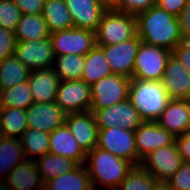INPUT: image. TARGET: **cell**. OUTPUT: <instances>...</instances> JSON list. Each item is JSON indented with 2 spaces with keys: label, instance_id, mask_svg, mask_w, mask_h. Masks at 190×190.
Returning <instances> with one entry per match:
<instances>
[{
  "label": "cell",
  "instance_id": "obj_31",
  "mask_svg": "<svg viewBox=\"0 0 190 190\" xmlns=\"http://www.w3.org/2000/svg\"><path fill=\"white\" fill-rule=\"evenodd\" d=\"M30 70L14 55L0 63V89L28 81Z\"/></svg>",
  "mask_w": 190,
  "mask_h": 190
},
{
  "label": "cell",
  "instance_id": "obj_19",
  "mask_svg": "<svg viewBox=\"0 0 190 190\" xmlns=\"http://www.w3.org/2000/svg\"><path fill=\"white\" fill-rule=\"evenodd\" d=\"M74 27L95 32L107 10L99 0H64Z\"/></svg>",
  "mask_w": 190,
  "mask_h": 190
},
{
  "label": "cell",
  "instance_id": "obj_26",
  "mask_svg": "<svg viewBox=\"0 0 190 190\" xmlns=\"http://www.w3.org/2000/svg\"><path fill=\"white\" fill-rule=\"evenodd\" d=\"M111 74L112 71L105 57L104 50L96 45L85 55V65L81 80L92 86L101 78Z\"/></svg>",
  "mask_w": 190,
  "mask_h": 190
},
{
  "label": "cell",
  "instance_id": "obj_11",
  "mask_svg": "<svg viewBox=\"0 0 190 190\" xmlns=\"http://www.w3.org/2000/svg\"><path fill=\"white\" fill-rule=\"evenodd\" d=\"M183 164L175 142L172 145L160 147L147 155L140 166L158 182L167 181Z\"/></svg>",
  "mask_w": 190,
  "mask_h": 190
},
{
  "label": "cell",
  "instance_id": "obj_46",
  "mask_svg": "<svg viewBox=\"0 0 190 190\" xmlns=\"http://www.w3.org/2000/svg\"><path fill=\"white\" fill-rule=\"evenodd\" d=\"M1 110H2V105H1V103H0V117H1Z\"/></svg>",
  "mask_w": 190,
  "mask_h": 190
},
{
  "label": "cell",
  "instance_id": "obj_33",
  "mask_svg": "<svg viewBox=\"0 0 190 190\" xmlns=\"http://www.w3.org/2000/svg\"><path fill=\"white\" fill-rule=\"evenodd\" d=\"M33 102L28 81L7 89H0L2 108H20L26 110Z\"/></svg>",
  "mask_w": 190,
  "mask_h": 190
},
{
  "label": "cell",
  "instance_id": "obj_21",
  "mask_svg": "<svg viewBox=\"0 0 190 190\" xmlns=\"http://www.w3.org/2000/svg\"><path fill=\"white\" fill-rule=\"evenodd\" d=\"M49 153L71 159L78 165H84L86 161V153L79 146L66 124H62L50 133Z\"/></svg>",
  "mask_w": 190,
  "mask_h": 190
},
{
  "label": "cell",
  "instance_id": "obj_28",
  "mask_svg": "<svg viewBox=\"0 0 190 190\" xmlns=\"http://www.w3.org/2000/svg\"><path fill=\"white\" fill-rule=\"evenodd\" d=\"M43 182L54 179L75 169L78 164L66 157L47 153L36 160Z\"/></svg>",
  "mask_w": 190,
  "mask_h": 190
},
{
  "label": "cell",
  "instance_id": "obj_38",
  "mask_svg": "<svg viewBox=\"0 0 190 190\" xmlns=\"http://www.w3.org/2000/svg\"><path fill=\"white\" fill-rule=\"evenodd\" d=\"M15 47V32L0 27V63L14 55Z\"/></svg>",
  "mask_w": 190,
  "mask_h": 190
},
{
  "label": "cell",
  "instance_id": "obj_37",
  "mask_svg": "<svg viewBox=\"0 0 190 190\" xmlns=\"http://www.w3.org/2000/svg\"><path fill=\"white\" fill-rule=\"evenodd\" d=\"M156 5V0H119L113 10L137 15Z\"/></svg>",
  "mask_w": 190,
  "mask_h": 190
},
{
  "label": "cell",
  "instance_id": "obj_30",
  "mask_svg": "<svg viewBox=\"0 0 190 190\" xmlns=\"http://www.w3.org/2000/svg\"><path fill=\"white\" fill-rule=\"evenodd\" d=\"M50 133L28 128L19 138L26 159L36 161L49 153Z\"/></svg>",
  "mask_w": 190,
  "mask_h": 190
},
{
  "label": "cell",
  "instance_id": "obj_14",
  "mask_svg": "<svg viewBox=\"0 0 190 190\" xmlns=\"http://www.w3.org/2000/svg\"><path fill=\"white\" fill-rule=\"evenodd\" d=\"M140 43L141 39L136 34L122 43L99 47L104 50L112 73L132 79L133 66Z\"/></svg>",
  "mask_w": 190,
  "mask_h": 190
},
{
  "label": "cell",
  "instance_id": "obj_1",
  "mask_svg": "<svg viewBox=\"0 0 190 190\" xmlns=\"http://www.w3.org/2000/svg\"><path fill=\"white\" fill-rule=\"evenodd\" d=\"M135 18L137 35L142 42L173 51L182 36L178 17L155 5Z\"/></svg>",
  "mask_w": 190,
  "mask_h": 190
},
{
  "label": "cell",
  "instance_id": "obj_36",
  "mask_svg": "<svg viewBox=\"0 0 190 190\" xmlns=\"http://www.w3.org/2000/svg\"><path fill=\"white\" fill-rule=\"evenodd\" d=\"M165 183L171 190H190V164L183 163Z\"/></svg>",
  "mask_w": 190,
  "mask_h": 190
},
{
  "label": "cell",
  "instance_id": "obj_29",
  "mask_svg": "<svg viewBox=\"0 0 190 190\" xmlns=\"http://www.w3.org/2000/svg\"><path fill=\"white\" fill-rule=\"evenodd\" d=\"M27 129L28 123L25 109L2 108L0 117V136L19 139Z\"/></svg>",
  "mask_w": 190,
  "mask_h": 190
},
{
  "label": "cell",
  "instance_id": "obj_24",
  "mask_svg": "<svg viewBox=\"0 0 190 190\" xmlns=\"http://www.w3.org/2000/svg\"><path fill=\"white\" fill-rule=\"evenodd\" d=\"M26 160L20 140L0 136V186L17 164Z\"/></svg>",
  "mask_w": 190,
  "mask_h": 190
},
{
  "label": "cell",
  "instance_id": "obj_5",
  "mask_svg": "<svg viewBox=\"0 0 190 190\" xmlns=\"http://www.w3.org/2000/svg\"><path fill=\"white\" fill-rule=\"evenodd\" d=\"M172 52L141 41L135 58L132 79L162 81Z\"/></svg>",
  "mask_w": 190,
  "mask_h": 190
},
{
  "label": "cell",
  "instance_id": "obj_23",
  "mask_svg": "<svg viewBox=\"0 0 190 190\" xmlns=\"http://www.w3.org/2000/svg\"><path fill=\"white\" fill-rule=\"evenodd\" d=\"M44 190H94L85 165L44 183Z\"/></svg>",
  "mask_w": 190,
  "mask_h": 190
},
{
  "label": "cell",
  "instance_id": "obj_35",
  "mask_svg": "<svg viewBox=\"0 0 190 190\" xmlns=\"http://www.w3.org/2000/svg\"><path fill=\"white\" fill-rule=\"evenodd\" d=\"M21 15L13 0H0V27L15 32Z\"/></svg>",
  "mask_w": 190,
  "mask_h": 190
},
{
  "label": "cell",
  "instance_id": "obj_12",
  "mask_svg": "<svg viewBox=\"0 0 190 190\" xmlns=\"http://www.w3.org/2000/svg\"><path fill=\"white\" fill-rule=\"evenodd\" d=\"M55 102L66 113L90 111L91 85L83 80L61 81Z\"/></svg>",
  "mask_w": 190,
  "mask_h": 190
},
{
  "label": "cell",
  "instance_id": "obj_4",
  "mask_svg": "<svg viewBox=\"0 0 190 190\" xmlns=\"http://www.w3.org/2000/svg\"><path fill=\"white\" fill-rule=\"evenodd\" d=\"M137 34L134 14L107 9L95 31L96 45L107 46L122 43Z\"/></svg>",
  "mask_w": 190,
  "mask_h": 190
},
{
  "label": "cell",
  "instance_id": "obj_42",
  "mask_svg": "<svg viewBox=\"0 0 190 190\" xmlns=\"http://www.w3.org/2000/svg\"><path fill=\"white\" fill-rule=\"evenodd\" d=\"M175 144L183 163L190 164V132L175 137Z\"/></svg>",
  "mask_w": 190,
  "mask_h": 190
},
{
  "label": "cell",
  "instance_id": "obj_20",
  "mask_svg": "<svg viewBox=\"0 0 190 190\" xmlns=\"http://www.w3.org/2000/svg\"><path fill=\"white\" fill-rule=\"evenodd\" d=\"M156 122L175 137L190 132V100L171 99Z\"/></svg>",
  "mask_w": 190,
  "mask_h": 190
},
{
  "label": "cell",
  "instance_id": "obj_41",
  "mask_svg": "<svg viewBox=\"0 0 190 190\" xmlns=\"http://www.w3.org/2000/svg\"><path fill=\"white\" fill-rule=\"evenodd\" d=\"M188 0H156V5L176 17L182 12Z\"/></svg>",
  "mask_w": 190,
  "mask_h": 190
},
{
  "label": "cell",
  "instance_id": "obj_25",
  "mask_svg": "<svg viewBox=\"0 0 190 190\" xmlns=\"http://www.w3.org/2000/svg\"><path fill=\"white\" fill-rule=\"evenodd\" d=\"M44 17L50 33L74 27L64 0H46L43 4Z\"/></svg>",
  "mask_w": 190,
  "mask_h": 190
},
{
  "label": "cell",
  "instance_id": "obj_2",
  "mask_svg": "<svg viewBox=\"0 0 190 190\" xmlns=\"http://www.w3.org/2000/svg\"><path fill=\"white\" fill-rule=\"evenodd\" d=\"M84 165L90 175L94 190H97L98 183L109 190H116L134 166L128 160L99 147L93 148L86 154Z\"/></svg>",
  "mask_w": 190,
  "mask_h": 190
},
{
  "label": "cell",
  "instance_id": "obj_22",
  "mask_svg": "<svg viewBox=\"0 0 190 190\" xmlns=\"http://www.w3.org/2000/svg\"><path fill=\"white\" fill-rule=\"evenodd\" d=\"M28 82L35 103L55 101L61 81L53 68L30 71Z\"/></svg>",
  "mask_w": 190,
  "mask_h": 190
},
{
  "label": "cell",
  "instance_id": "obj_10",
  "mask_svg": "<svg viewBox=\"0 0 190 190\" xmlns=\"http://www.w3.org/2000/svg\"><path fill=\"white\" fill-rule=\"evenodd\" d=\"M98 129H108L113 126L135 131L144 121L130 100L98 109L94 112Z\"/></svg>",
  "mask_w": 190,
  "mask_h": 190
},
{
  "label": "cell",
  "instance_id": "obj_32",
  "mask_svg": "<svg viewBox=\"0 0 190 190\" xmlns=\"http://www.w3.org/2000/svg\"><path fill=\"white\" fill-rule=\"evenodd\" d=\"M84 65L85 56L66 54L55 56L52 68L60 81L81 80Z\"/></svg>",
  "mask_w": 190,
  "mask_h": 190
},
{
  "label": "cell",
  "instance_id": "obj_16",
  "mask_svg": "<svg viewBox=\"0 0 190 190\" xmlns=\"http://www.w3.org/2000/svg\"><path fill=\"white\" fill-rule=\"evenodd\" d=\"M65 124L86 154L97 146L99 129L92 111L67 113Z\"/></svg>",
  "mask_w": 190,
  "mask_h": 190
},
{
  "label": "cell",
  "instance_id": "obj_9",
  "mask_svg": "<svg viewBox=\"0 0 190 190\" xmlns=\"http://www.w3.org/2000/svg\"><path fill=\"white\" fill-rule=\"evenodd\" d=\"M14 56L30 71L52 68L55 60L50 37L35 41H16Z\"/></svg>",
  "mask_w": 190,
  "mask_h": 190
},
{
  "label": "cell",
  "instance_id": "obj_17",
  "mask_svg": "<svg viewBox=\"0 0 190 190\" xmlns=\"http://www.w3.org/2000/svg\"><path fill=\"white\" fill-rule=\"evenodd\" d=\"M161 82L170 99L190 100V72L172 54Z\"/></svg>",
  "mask_w": 190,
  "mask_h": 190
},
{
  "label": "cell",
  "instance_id": "obj_3",
  "mask_svg": "<svg viewBox=\"0 0 190 190\" xmlns=\"http://www.w3.org/2000/svg\"><path fill=\"white\" fill-rule=\"evenodd\" d=\"M128 99L144 122L157 121L171 100L161 81L131 79Z\"/></svg>",
  "mask_w": 190,
  "mask_h": 190
},
{
  "label": "cell",
  "instance_id": "obj_6",
  "mask_svg": "<svg viewBox=\"0 0 190 190\" xmlns=\"http://www.w3.org/2000/svg\"><path fill=\"white\" fill-rule=\"evenodd\" d=\"M131 78L112 73L101 78L91 86V109L93 113L98 109L115 105L128 99Z\"/></svg>",
  "mask_w": 190,
  "mask_h": 190
},
{
  "label": "cell",
  "instance_id": "obj_27",
  "mask_svg": "<svg viewBox=\"0 0 190 190\" xmlns=\"http://www.w3.org/2000/svg\"><path fill=\"white\" fill-rule=\"evenodd\" d=\"M42 14H22L15 31L16 41H35L50 37Z\"/></svg>",
  "mask_w": 190,
  "mask_h": 190
},
{
  "label": "cell",
  "instance_id": "obj_45",
  "mask_svg": "<svg viewBox=\"0 0 190 190\" xmlns=\"http://www.w3.org/2000/svg\"><path fill=\"white\" fill-rule=\"evenodd\" d=\"M152 190H171L165 182H157Z\"/></svg>",
  "mask_w": 190,
  "mask_h": 190
},
{
  "label": "cell",
  "instance_id": "obj_18",
  "mask_svg": "<svg viewBox=\"0 0 190 190\" xmlns=\"http://www.w3.org/2000/svg\"><path fill=\"white\" fill-rule=\"evenodd\" d=\"M0 190H44L36 161L26 159L17 164L0 186Z\"/></svg>",
  "mask_w": 190,
  "mask_h": 190
},
{
  "label": "cell",
  "instance_id": "obj_8",
  "mask_svg": "<svg viewBox=\"0 0 190 190\" xmlns=\"http://www.w3.org/2000/svg\"><path fill=\"white\" fill-rule=\"evenodd\" d=\"M96 147L128 160L134 166H137L134 131L125 130L117 126L100 129Z\"/></svg>",
  "mask_w": 190,
  "mask_h": 190
},
{
  "label": "cell",
  "instance_id": "obj_40",
  "mask_svg": "<svg viewBox=\"0 0 190 190\" xmlns=\"http://www.w3.org/2000/svg\"><path fill=\"white\" fill-rule=\"evenodd\" d=\"M22 14H42L44 0H13Z\"/></svg>",
  "mask_w": 190,
  "mask_h": 190
},
{
  "label": "cell",
  "instance_id": "obj_7",
  "mask_svg": "<svg viewBox=\"0 0 190 190\" xmlns=\"http://www.w3.org/2000/svg\"><path fill=\"white\" fill-rule=\"evenodd\" d=\"M55 56L76 54L85 56L96 46L95 32L72 27L50 34Z\"/></svg>",
  "mask_w": 190,
  "mask_h": 190
},
{
  "label": "cell",
  "instance_id": "obj_43",
  "mask_svg": "<svg viewBox=\"0 0 190 190\" xmlns=\"http://www.w3.org/2000/svg\"><path fill=\"white\" fill-rule=\"evenodd\" d=\"M178 20L181 29V35L190 37V0H188L182 12L179 14Z\"/></svg>",
  "mask_w": 190,
  "mask_h": 190
},
{
  "label": "cell",
  "instance_id": "obj_15",
  "mask_svg": "<svg viewBox=\"0 0 190 190\" xmlns=\"http://www.w3.org/2000/svg\"><path fill=\"white\" fill-rule=\"evenodd\" d=\"M28 128L51 133L65 124L67 113L55 101L49 103L33 102L26 109Z\"/></svg>",
  "mask_w": 190,
  "mask_h": 190
},
{
  "label": "cell",
  "instance_id": "obj_13",
  "mask_svg": "<svg viewBox=\"0 0 190 190\" xmlns=\"http://www.w3.org/2000/svg\"><path fill=\"white\" fill-rule=\"evenodd\" d=\"M134 132L137 166L154 150L175 142V136L162 128L156 121L143 122Z\"/></svg>",
  "mask_w": 190,
  "mask_h": 190
},
{
  "label": "cell",
  "instance_id": "obj_34",
  "mask_svg": "<svg viewBox=\"0 0 190 190\" xmlns=\"http://www.w3.org/2000/svg\"><path fill=\"white\" fill-rule=\"evenodd\" d=\"M158 181L140 165L133 166L116 190H152Z\"/></svg>",
  "mask_w": 190,
  "mask_h": 190
},
{
  "label": "cell",
  "instance_id": "obj_44",
  "mask_svg": "<svg viewBox=\"0 0 190 190\" xmlns=\"http://www.w3.org/2000/svg\"><path fill=\"white\" fill-rule=\"evenodd\" d=\"M99 1L106 9H113L119 2V0H99Z\"/></svg>",
  "mask_w": 190,
  "mask_h": 190
},
{
  "label": "cell",
  "instance_id": "obj_39",
  "mask_svg": "<svg viewBox=\"0 0 190 190\" xmlns=\"http://www.w3.org/2000/svg\"><path fill=\"white\" fill-rule=\"evenodd\" d=\"M172 55L190 72V37L182 35L178 39L177 45L172 51Z\"/></svg>",
  "mask_w": 190,
  "mask_h": 190
}]
</instances>
